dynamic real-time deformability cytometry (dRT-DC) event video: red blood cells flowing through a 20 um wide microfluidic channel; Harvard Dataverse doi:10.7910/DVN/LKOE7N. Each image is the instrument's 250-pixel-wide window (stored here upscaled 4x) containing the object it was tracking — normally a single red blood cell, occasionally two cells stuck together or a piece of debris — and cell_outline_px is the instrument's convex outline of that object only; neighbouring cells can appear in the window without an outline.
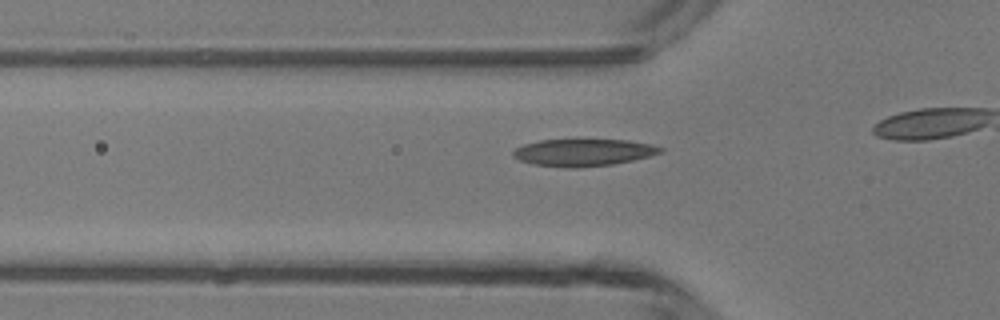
{"species": "common noctule bat (a hibernating species)", "species_latin": "Nyctalus noctula", "temperature_condition": "room temperature", "stored_images_in_passage": 10, "camera_frame_rate_fps": 3000, "um_per_image_px": 0.085, "animal": {"sex": "male", "body_mass_g": 13.3}, "frame": {"image": 1, "passage_image": 5, "time_ms": 1.333, "image_size_px": [1000, 320], "cell_outline_px": [[664, 152], [632, 160], [612, 164], [576, 168], [572, 168], [532, 164], [520, 160], [512, 156], [512, 152], [516, 148], [524, 144], [540, 140], [628, 140], [652, 144], [664, 148]], "centroid_in_image_um": [49.59, 12.96], "position_along_channel_um": 76.2, "area_um2": 23.18}}
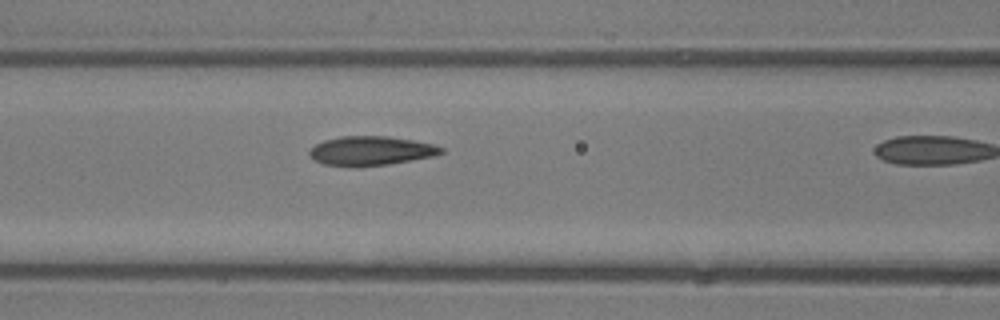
{"frame": {"image": 2, "passage_image": 9, "time_ms": 2.667, "image_size_px": [1000, 320], "cell_outline_px": [[444, 152], [436, 156], [388, 164], [348, 168], [324, 164], [312, 160], [308, 152], [316, 144], [324, 140], [340, 136], [388, 136], [412, 140], [432, 144], [444, 148]], "centroid_in_image_um": [31.5, 12.83], "position_along_channel_um": 135.1, "area_um2": 22.72}}